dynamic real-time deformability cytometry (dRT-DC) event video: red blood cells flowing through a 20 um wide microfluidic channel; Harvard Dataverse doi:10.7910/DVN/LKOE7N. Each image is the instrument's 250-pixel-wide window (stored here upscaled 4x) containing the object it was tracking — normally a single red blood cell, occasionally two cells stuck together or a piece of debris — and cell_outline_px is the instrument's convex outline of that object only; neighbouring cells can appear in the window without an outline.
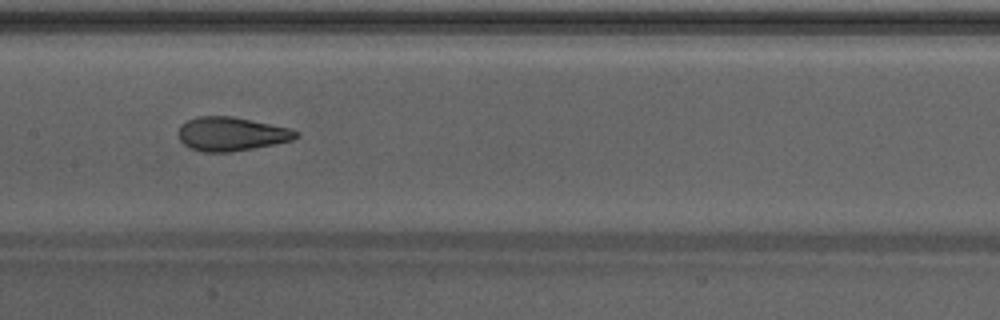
{"species": "Egyptian fruit bat (a non-hibernating species)", "species_latin": "Rousettus aegyptiacus", "temperature_condition": "warm", "stored_images_in_passage": 18, "camera_frame_rate_fps": 3000, "um_per_image_px": 0.085, "animal": {"sex": "male"}, "frame": {"image": 1, "passage_image": 13, "time_ms": 4.0, "image_size_px": [1000, 320], "cell_outline_px": [[300, 136], [292, 140], [252, 148], [228, 152], [204, 152], [192, 148], [184, 144], [180, 140], [176, 132], [180, 124], [188, 120], [200, 116], [232, 116], [288, 128], [300, 132]], "centroid_in_image_um": [19.63, 11.38], "position_along_channel_um": 187.8, "area_um2": 23.0}}
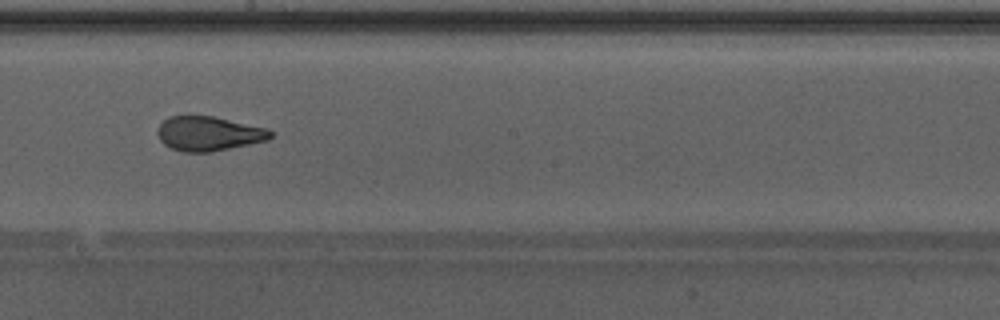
{"frame": {"image": 2, "passage_image": 16, "time_ms": 5.0, "image_size_px": [1000, 320], "cell_outline_px": [[272, 136], [268, 140], [212, 152], [180, 152], [164, 144], [160, 140], [156, 132], [160, 124], [168, 116], [188, 112], [212, 116], [268, 128], [272, 132]], "centroid_in_image_um": [17.68, 11.32], "position_along_channel_um": 230.5, "area_um2": 23.35}}